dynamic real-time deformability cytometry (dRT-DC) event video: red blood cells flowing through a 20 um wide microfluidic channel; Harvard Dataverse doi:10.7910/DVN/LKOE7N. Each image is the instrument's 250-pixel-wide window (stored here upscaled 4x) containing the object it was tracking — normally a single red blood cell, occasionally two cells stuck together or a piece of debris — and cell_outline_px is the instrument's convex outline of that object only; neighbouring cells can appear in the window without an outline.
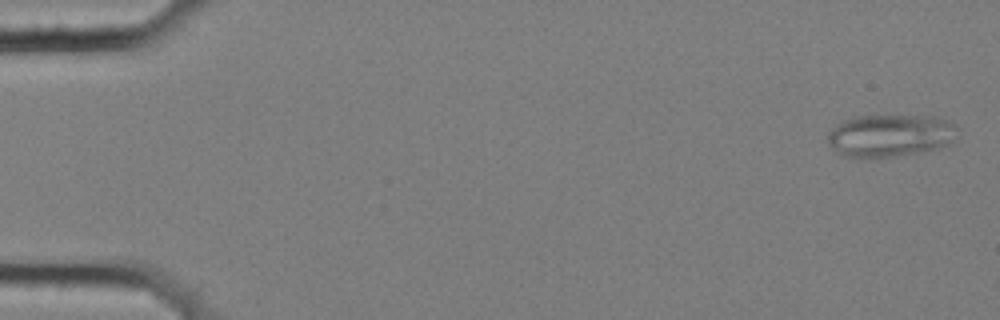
{"species": "common noctule bat (a hibernating species)", "species_latin": "Nyctalus noctula", "temperature_condition": "cold", "stored_images_in_passage": 9, "camera_frame_rate_fps": 3000, "um_per_image_px": 0.085, "animal": {"sex": "female", "body_mass_g": 25.1}, "frame": {"image": 1, "passage_image": 1, "time_ms": 0.0, "image_size_px": [1000, 320], "cell_outline_px": [[956, 128], [948, 144], [936, 148], [916, 152], [892, 156], [844, 156], [836, 152], [828, 144], [828, 132], [836, 124], [844, 120], [856, 116], [936, 116], [952, 120], [956, 124]], "centroid_in_image_um": [75.63, 11.48], "position_along_channel_um": 9.4, "area_um2": 31.56}}